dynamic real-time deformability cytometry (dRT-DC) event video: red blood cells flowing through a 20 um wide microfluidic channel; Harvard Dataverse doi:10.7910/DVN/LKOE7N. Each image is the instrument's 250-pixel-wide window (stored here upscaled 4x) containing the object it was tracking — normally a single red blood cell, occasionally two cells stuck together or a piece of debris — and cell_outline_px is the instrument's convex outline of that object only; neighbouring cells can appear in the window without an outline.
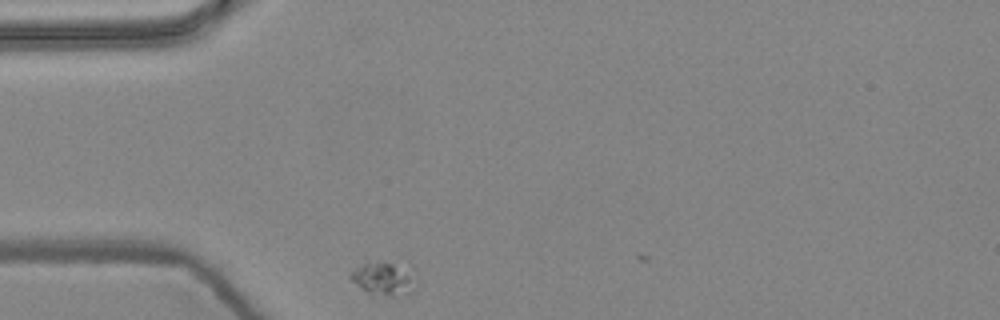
{"species": "common noctule bat (a hibernating species)", "species_latin": "Nyctalus noctula", "temperature_condition": "warm", "stored_images_in_passage": 4, "camera_frame_rate_fps": 3000, "um_per_image_px": 0.085, "animal": {"sex": "female", "body_mass_g": 24.6, "forearm_length_mm": 56.2}, "frame": {"image": 1, "passage_image": 1, "time_ms": 0.0, "image_size_px": [1000, 320], "cell_outline_px": [[416, 288], [412, 292], [372, 300], [348, 276], [348, 272], [368, 260], [380, 260], [412, 264]], "centroid_in_image_um": [32.62, 23.67], "position_along_channel_um": 52.4, "area_um2": 14.33}}
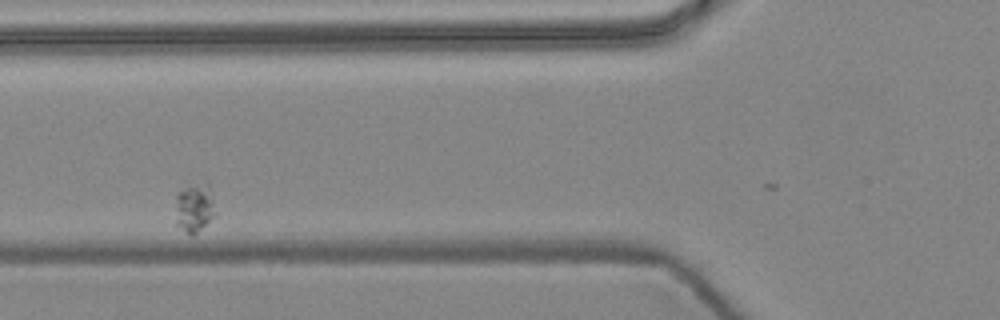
{"frame": {"image": 2, "passage_image": 3, "time_ms": 0.667, "image_size_px": [1000, 320], "cell_outline_px": [[216, 216], [192, 236], [188, 236], [176, 224], [176, 196], [180, 192], [204, 176], [208, 180], [212, 192], [216, 212]], "centroid_in_image_um": [16.59, 17.6], "position_along_channel_um": 109.2, "area_um2": 12.08}}